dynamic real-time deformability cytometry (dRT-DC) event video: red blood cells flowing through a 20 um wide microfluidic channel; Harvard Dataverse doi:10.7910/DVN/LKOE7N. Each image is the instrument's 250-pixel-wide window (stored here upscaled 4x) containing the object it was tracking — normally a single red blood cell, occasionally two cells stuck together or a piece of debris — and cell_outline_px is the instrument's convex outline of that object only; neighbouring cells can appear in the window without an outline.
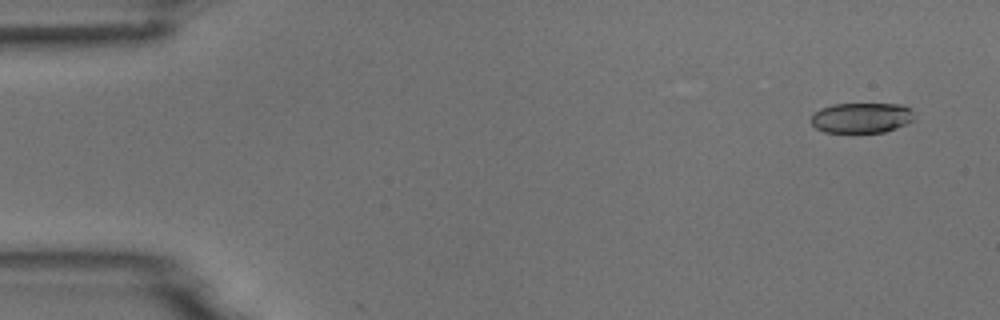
{"species": "common noctule bat (a hibernating species)", "species_latin": "Nyctalus noctula", "temperature_condition": "room temperature", "stored_images_in_passage": 5, "camera_frame_rate_fps": 3000, "um_per_image_px": 0.085, "animal": {"sex": "male", "body_mass_g": 18.8}, "frame": {"image": 1, "passage_image": 1, "time_ms": 0.0, "image_size_px": [1000, 320], "cell_outline_px": [[912, 120], [896, 128], [884, 132], [824, 132], [816, 128], [812, 124], [812, 112], [820, 108], [832, 104], [904, 104], [912, 112]], "centroid_in_image_um": [73.18, 10.0], "position_along_channel_um": 11.8, "area_um2": 18.09}}
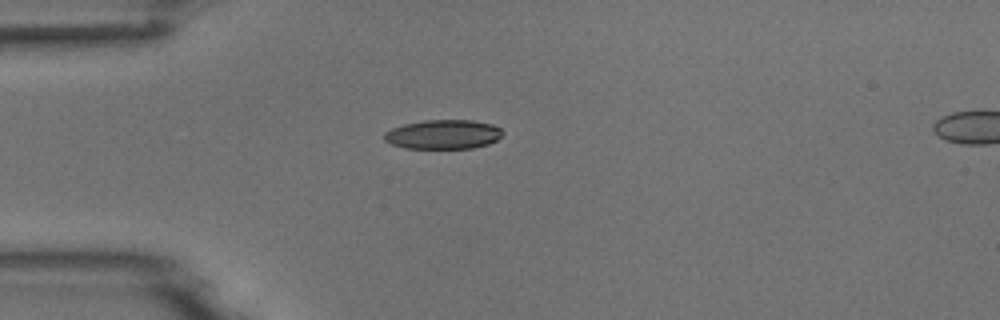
{"frame": {"image": 2, "passage_image": 4, "time_ms": 3.667, "image_size_px": [1000, 320], "cell_outline_px": [[504, 132], [496, 140], [488, 144], [472, 148], [404, 148], [392, 144], [384, 140], [384, 132], [392, 128], [404, 124], [424, 120], [472, 120], [492, 124], [500, 128]], "centroid_in_image_um": [37.67, 11.42], "position_along_channel_um": 47.3, "area_um2": 20.17}}